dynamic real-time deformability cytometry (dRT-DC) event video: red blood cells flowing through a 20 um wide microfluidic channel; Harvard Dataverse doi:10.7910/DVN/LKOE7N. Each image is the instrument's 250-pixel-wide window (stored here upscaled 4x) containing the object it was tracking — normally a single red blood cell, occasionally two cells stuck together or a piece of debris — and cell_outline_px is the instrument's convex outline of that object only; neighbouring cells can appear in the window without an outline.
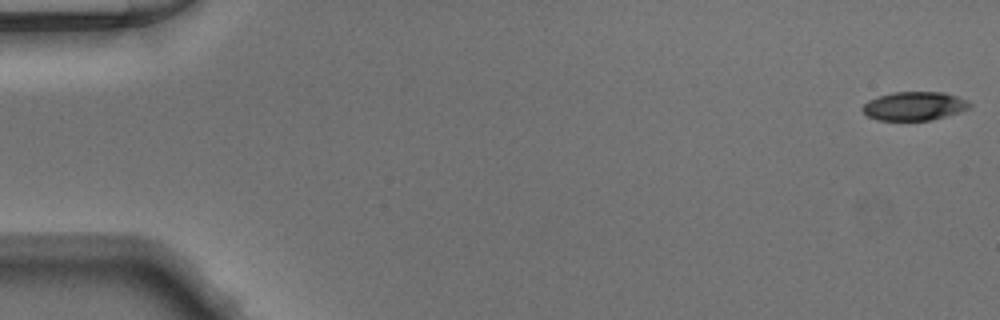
{"species": "Egyptian fruit bat (a non-hibernating species)", "species_latin": "Rousettus aegyptiacus", "temperature_condition": "warm", "stored_images_in_passage": 49, "camera_frame_rate_fps": 3000, "um_per_image_px": 0.085, "animal": {"sex": "male"}, "frame": {"image": 1, "passage_image": 1, "time_ms": 0.0, "image_size_px": [1000, 320], "cell_outline_px": [[972, 104], [968, 108], [960, 112], [932, 120], [876, 120], [868, 116], [860, 108], [868, 100], [892, 92], [944, 92], [968, 100]], "centroid_in_image_um": [77.72, 9.01], "position_along_channel_um": 7.3, "area_um2": 17.92}}
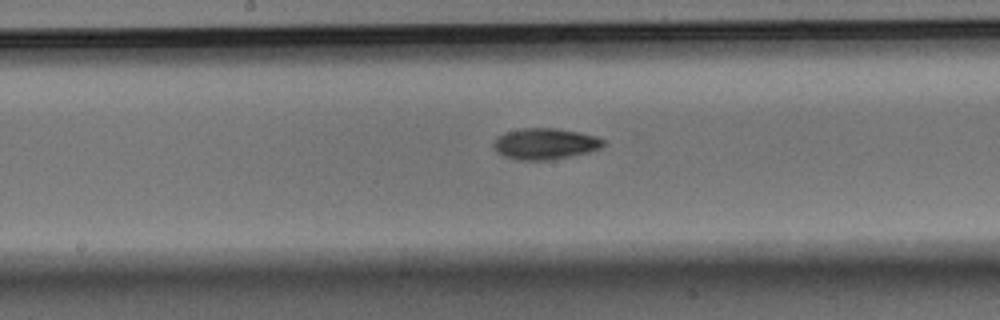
{"frame": {"image": 2, "passage_image": 26, "time_ms": 8.333, "image_size_px": [1000, 320], "cell_outline_px": [[608, 140], [600, 148], [588, 152], [552, 160], [516, 160], [504, 156], [496, 152], [492, 144], [496, 136], [504, 132], [524, 128], [556, 128], [580, 132], [596, 136]], "centroid_in_image_um": [46.32, 12.22], "position_along_channel_um": 201.9, "area_um2": 20.23}}
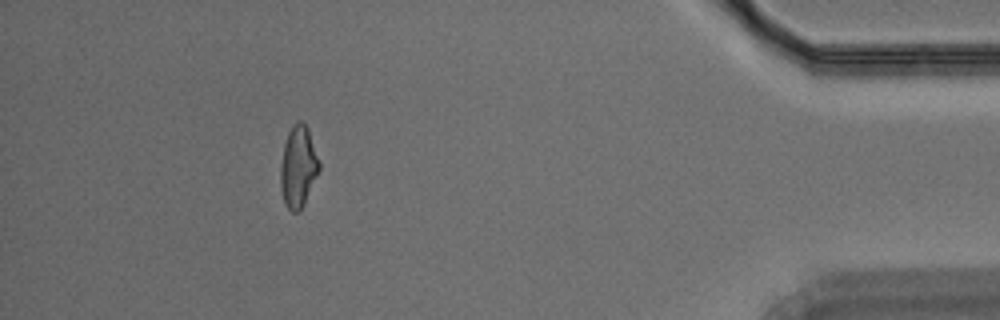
{"frame": {"image": 3, "passage_image": 45, "time_ms": 14.667, "image_size_px": [1000, 320], "cell_outline_px": [[320, 168], [304, 204], [296, 212], [292, 212], [284, 204], [280, 188], [280, 168], [284, 144], [288, 132], [300, 120], [308, 128], [320, 164]], "centroid_in_image_um": [25.33, 14.2], "position_along_channel_um": 409.9, "area_um2": 18.09}}